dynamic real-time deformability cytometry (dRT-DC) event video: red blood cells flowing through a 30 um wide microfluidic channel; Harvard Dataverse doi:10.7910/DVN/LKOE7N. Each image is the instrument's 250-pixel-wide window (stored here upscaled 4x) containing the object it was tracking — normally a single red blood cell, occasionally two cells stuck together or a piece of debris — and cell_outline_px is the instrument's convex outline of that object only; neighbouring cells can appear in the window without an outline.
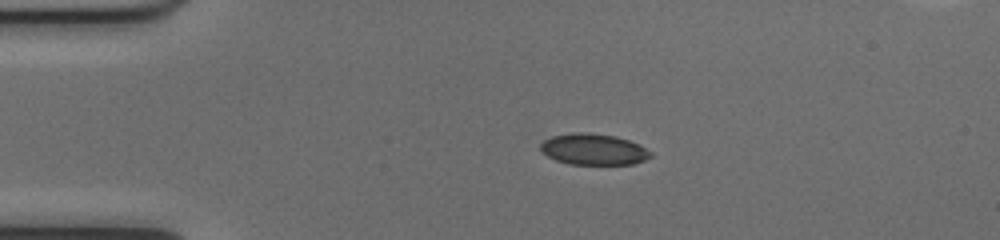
{"species": "common noctule bat (a hibernating species)", "species_latin": "Nyctalus noctula", "temperature_condition": "cold", "stored_images_in_passage": 42, "segment_of_instrument_passage": [1, 2], "camera_frame_rate_fps": 3000, "um_per_image_px": 0.085, "animal": {"sex": "female", "body_mass_g": 17.0, "forearm_length_mm": 48.0}, "frame": {"image": 1, "passage_image": 1, "time_ms": 0.0, "image_size_px": [1000, 240], "cell_outline_px": [[652, 156], [644, 160], [632, 164], [568, 164], [556, 160], [540, 152], [540, 144], [544, 140], [552, 136], [572, 132], [588, 132], [616, 136], [640, 144], [652, 152]], "centroid_in_image_um": [50.44, 12.68], "position_along_channel_um": 34.6, "area_um2": 20.17}}
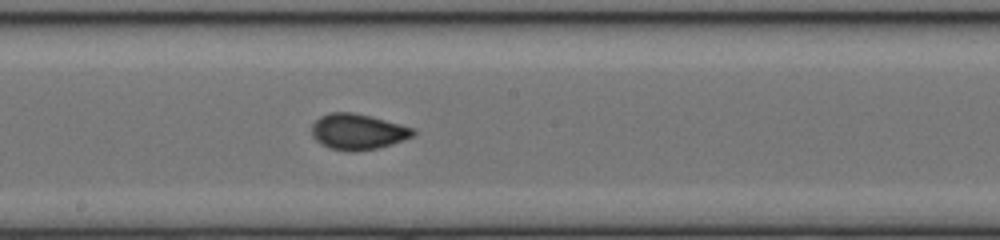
{"frame": {"image": 2, "passage_image": 18, "time_ms": 5.667, "image_size_px": [1000, 240], "cell_outline_px": [[416, 132], [412, 136], [392, 144], [376, 148], [356, 152], [348, 152], [328, 148], [320, 144], [312, 136], [312, 124], [320, 116], [328, 112], [352, 112], [416, 128]], "centroid_in_image_um": [30.38, 11.2], "position_along_channel_um": 217.8, "area_um2": 21.21}}
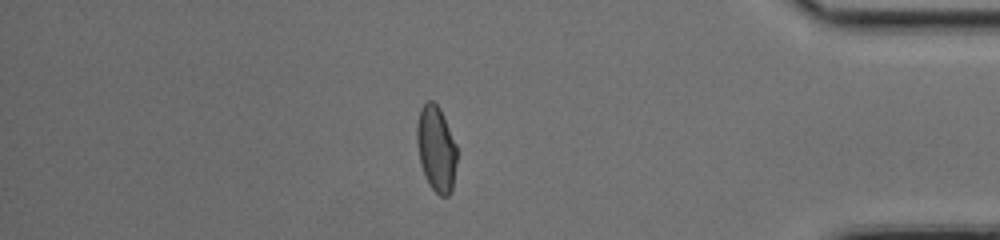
{"frame": {"image": 3, "passage_image": 34, "time_ms": 11.0, "image_size_px": [1000, 240], "cell_outline_px": [[456, 164], [452, 188], [448, 196], [440, 196], [428, 184], [424, 176], [420, 164], [416, 140], [416, 124], [420, 108], [428, 100], [432, 100], [440, 108], [456, 144]], "centroid_in_image_um": [37.05, 12.63], "position_along_channel_um": 398.1, "area_um2": 20.11}}